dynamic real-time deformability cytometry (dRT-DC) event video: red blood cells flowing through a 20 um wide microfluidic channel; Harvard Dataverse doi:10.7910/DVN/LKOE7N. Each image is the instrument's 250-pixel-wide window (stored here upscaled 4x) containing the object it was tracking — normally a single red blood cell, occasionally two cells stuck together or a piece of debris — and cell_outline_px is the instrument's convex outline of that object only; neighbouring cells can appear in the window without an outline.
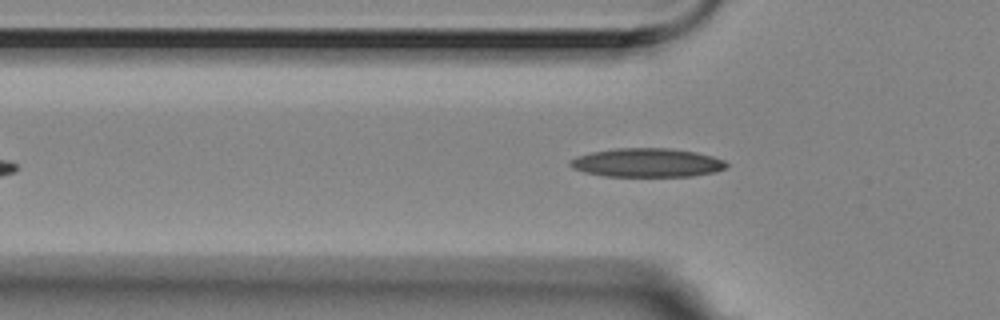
{"species": "Egyptian fruit bat (a non-hibernating species)", "species_latin": "Rousettus aegyptiacus", "temperature_condition": "room temperature", "stored_images_in_passage": 44, "camera_frame_rate_fps": 3000, "um_per_image_px": 0.085, "animal": {"sex": "female"}, "frame": {"image": 1, "passage_image": 10, "time_ms": 3.0, "image_size_px": [1000, 320], "cell_outline_px": [[728, 164], [724, 168], [716, 172], [692, 176], [604, 176], [584, 172], [572, 168], [568, 164], [568, 160], [576, 156], [592, 152], [616, 148], [668, 148], [696, 152], [712, 156], [724, 160]], "centroid_in_image_um": [54.97, 13.83], "position_along_channel_um": 70.8, "area_um2": 26.3}}
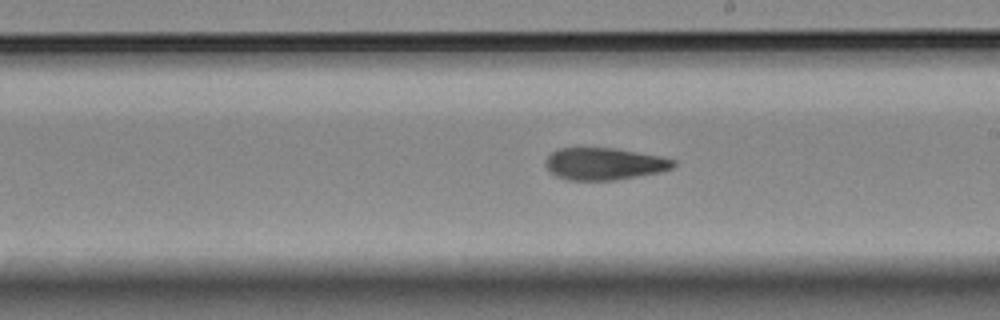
{"frame": {"image": 2, "passage_image": 24, "time_ms": 7.667, "image_size_px": [1000, 320], "cell_outline_px": [[676, 164], [672, 168], [660, 172], [616, 180], [568, 180], [556, 176], [544, 164], [544, 160], [556, 148], [616, 148], [660, 156], [676, 160]], "centroid_in_image_um": [51.36, 13.92], "position_along_channel_um": 237.6, "area_um2": 23.99}}
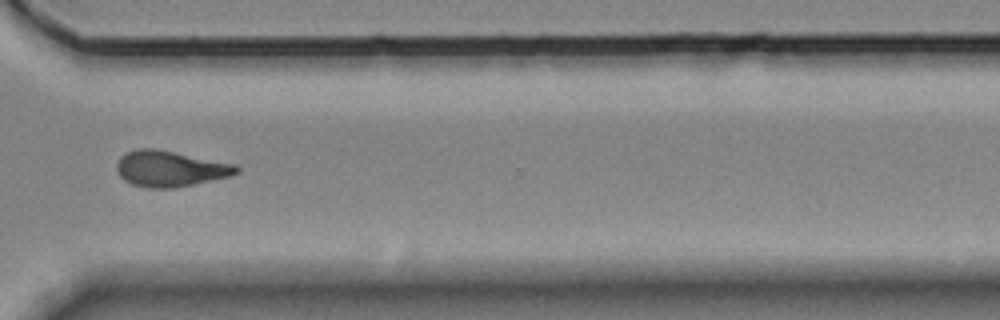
{"frame": {"image": 3, "passage_image": 34, "time_ms": 11.0, "image_size_px": [1000, 320], "cell_outline_px": [[240, 172], [232, 176], [176, 188], [148, 188], [132, 184], [124, 180], [120, 176], [116, 168], [116, 164], [120, 156], [136, 148], [156, 148], [236, 164], [240, 168]], "centroid_in_image_um": [14.48, 14.34], "position_along_channel_um": 356.1, "area_um2": 25.32}}